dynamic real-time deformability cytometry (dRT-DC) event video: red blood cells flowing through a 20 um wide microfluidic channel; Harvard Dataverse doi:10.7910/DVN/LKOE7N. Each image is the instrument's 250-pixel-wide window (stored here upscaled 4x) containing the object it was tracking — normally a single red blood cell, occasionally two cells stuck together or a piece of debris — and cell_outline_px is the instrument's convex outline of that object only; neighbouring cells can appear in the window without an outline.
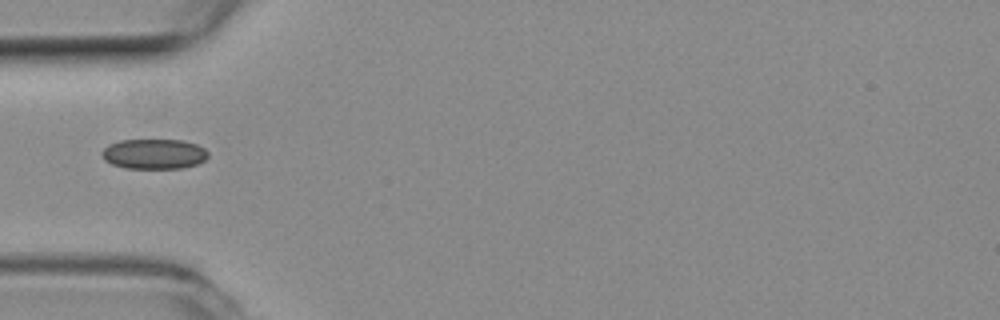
{"species": "common noctule bat (a hibernating species)", "species_latin": "Nyctalus noctula", "temperature_condition": "room temperature", "stored_images_in_passage": 38, "camera_frame_rate_fps": 3000, "um_per_image_px": 0.085, "animal": {"sex": "female", "body_mass_g": 19.3, "forearm_length_mm": 54.1}, "frame": {"image": 1, "passage_image": 1, "time_ms": 0.0, "image_size_px": [1000, 320], "cell_outline_px": [[208, 156], [204, 160], [196, 164], [184, 168], [124, 168], [112, 164], [104, 160], [100, 156], [100, 152], [108, 144], [120, 140], [184, 140], [196, 144], [204, 148], [208, 152]], "centroid_in_image_um": [13.06, 13.08], "position_along_channel_um": 71.9, "area_um2": 18.79}}
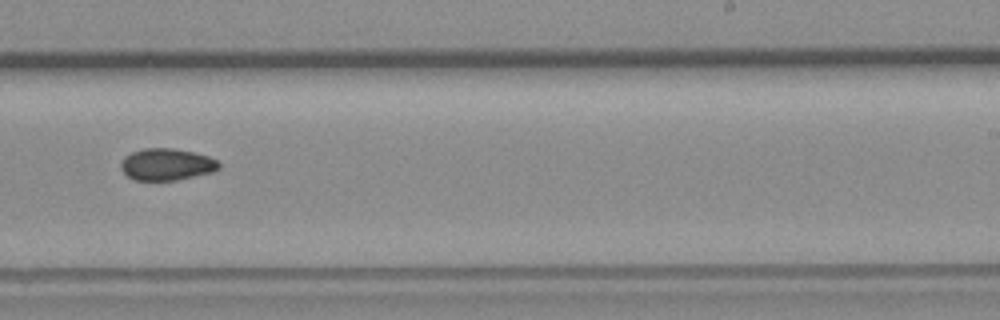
{"frame": {"image": 2, "passage_image": 17, "time_ms": 5.333, "image_size_px": [1000, 320], "cell_outline_px": [[220, 168], [212, 172], [176, 180], [136, 180], [128, 176], [120, 168], [120, 164], [124, 156], [132, 152], [144, 148], [172, 148], [192, 152], [208, 156], [216, 160], [220, 164]], "centroid_in_image_um": [14.15, 13.97], "position_along_channel_um": 274.9, "area_um2": 18.09}}
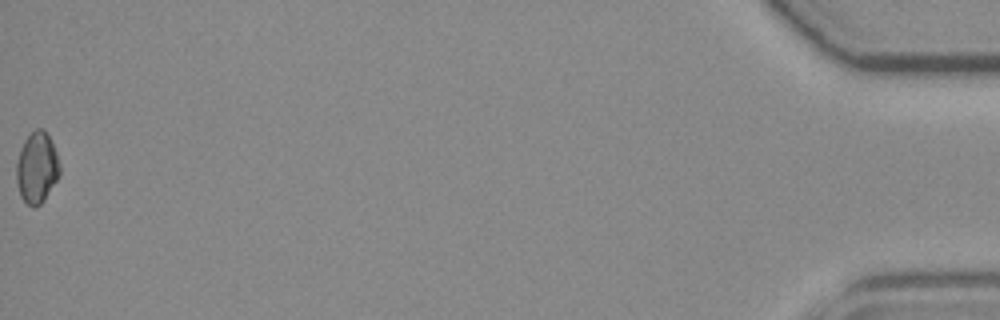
{"frame": {"image": 3, "passage_image": 38, "time_ms": 12.333, "image_size_px": [1000, 320], "cell_outline_px": [[60, 176], [44, 200], [40, 204], [28, 204], [20, 196], [16, 180], [16, 160], [20, 148], [24, 140], [36, 128], [44, 128], [56, 152], [60, 164]], "centroid_in_image_um": [3.13, 14.23], "position_along_channel_um": 432.1, "area_um2": 17.92}}